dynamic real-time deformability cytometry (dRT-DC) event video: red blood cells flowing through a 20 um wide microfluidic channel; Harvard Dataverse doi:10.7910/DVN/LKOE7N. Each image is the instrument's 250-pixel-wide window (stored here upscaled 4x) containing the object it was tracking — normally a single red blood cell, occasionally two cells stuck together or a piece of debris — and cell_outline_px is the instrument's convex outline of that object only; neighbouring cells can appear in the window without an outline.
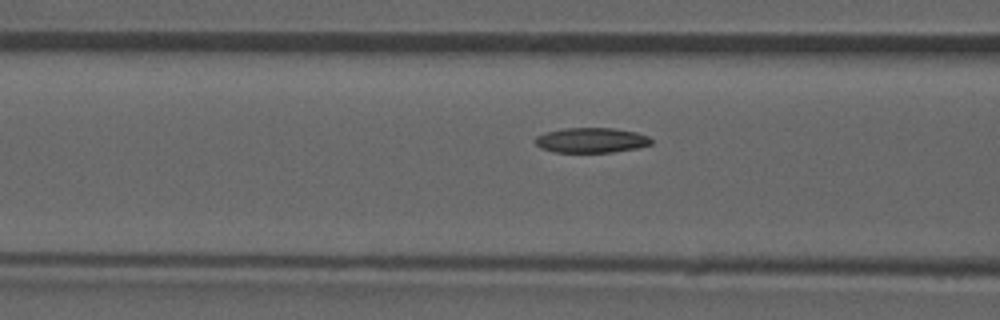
{"species": "common noctule bat (a hibernating species)", "species_latin": "Nyctalus noctula", "temperature_condition": "room temperature", "stored_images_in_passage": 17, "camera_frame_rate_fps": 3000, "um_per_image_px": 0.085, "animal": {"sex": "male", "forearm_length_mm": 52.5}, "frame": {"image": 1, "passage_image": 15, "time_ms": 4.667, "image_size_px": [1000, 320], "cell_outline_px": [[652, 144], [640, 148], [612, 152], [556, 152], [540, 148], [532, 140], [536, 136], [544, 132], [564, 128], [612, 128], [636, 132], [648, 136], [652, 140]], "centroid_in_image_um": [50.24, 11.92], "position_along_channel_um": 116.4, "area_um2": 17.11}}